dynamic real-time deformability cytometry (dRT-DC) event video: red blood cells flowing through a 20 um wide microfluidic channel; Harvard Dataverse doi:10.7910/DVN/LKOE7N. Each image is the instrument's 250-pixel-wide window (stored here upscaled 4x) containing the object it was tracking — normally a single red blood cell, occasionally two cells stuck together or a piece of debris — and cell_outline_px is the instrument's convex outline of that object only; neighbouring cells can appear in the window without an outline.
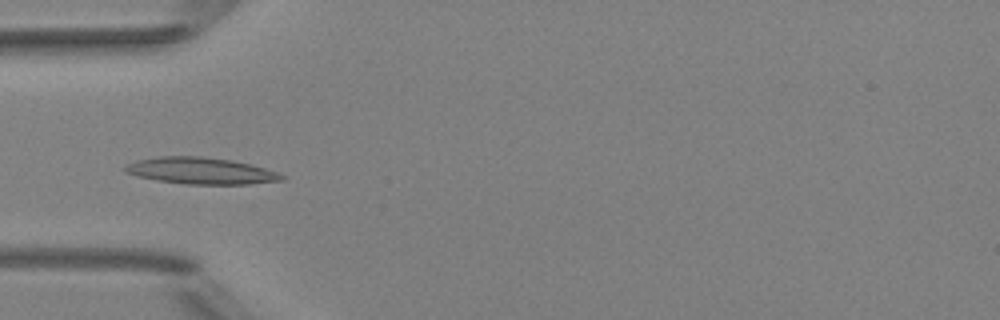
{"species": "Egyptian fruit bat (a non-hibernating species)", "species_latin": "Rousettus aegyptiacus", "temperature_condition": "room temperature", "stored_images_in_passage": 4, "camera_frame_rate_fps": 3000, "um_per_image_px": 0.085, "animal": {"sex": "female"}, "frame": {"image": 1, "passage_image": 3, "time_ms": 3.333, "image_size_px": [1000, 320], "cell_outline_px": [[288, 176], [284, 180], [248, 184], [184, 184], [156, 180], [124, 172], [124, 164], [136, 160], [156, 156], [200, 156], [232, 160], [252, 164]], "centroid_in_image_um": [17.06, 14.51], "position_along_channel_um": 67.9, "area_um2": 24.45}}
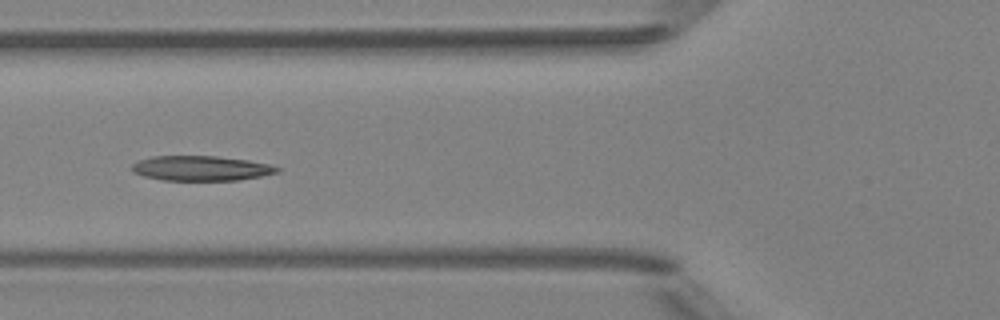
{"frame": {"image": 2, "passage_image": 4, "time_ms": 4.333, "image_size_px": [1000, 320], "cell_outline_px": [[280, 172], [240, 180], [164, 180], [144, 176], [132, 172], [132, 164], [140, 160], [152, 156], [216, 156], [248, 160], [272, 164], [280, 168]], "centroid_in_image_um": [17.12, 14.3], "position_along_channel_um": 108.7, "area_um2": 21.1}}